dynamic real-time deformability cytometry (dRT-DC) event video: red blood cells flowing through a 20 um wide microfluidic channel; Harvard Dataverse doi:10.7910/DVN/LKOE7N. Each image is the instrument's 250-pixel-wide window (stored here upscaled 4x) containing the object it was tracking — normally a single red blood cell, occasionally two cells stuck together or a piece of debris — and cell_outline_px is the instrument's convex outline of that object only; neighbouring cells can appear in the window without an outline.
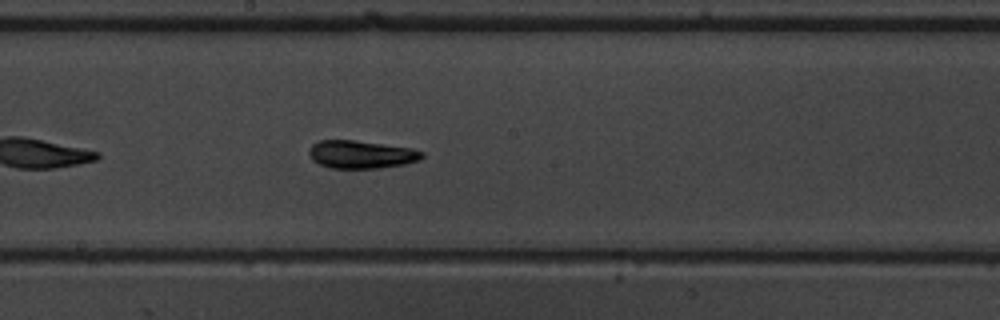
{"species": "common noctule bat (a hibernating species)", "species_latin": "Nyctalus noctula", "temperature_condition": "warm", "stored_images_in_passage": 25, "camera_frame_rate_fps": 3000, "um_per_image_px": 0.085, "animal": {"sex": "male", "body_mass_g": 19.5, "forearm_length_mm": 54.6}, "frame": {"image": 1, "passage_image": 15, "time_ms": 4.667, "image_size_px": [1000, 320], "cell_outline_px": [[424, 156], [420, 160], [404, 164], [380, 168], [332, 168], [320, 164], [312, 160], [308, 152], [312, 144], [320, 140], [356, 140], [412, 148], [424, 152]], "centroid_in_image_um": [30.72, 13.12], "position_along_channel_um": 217.5, "area_um2": 18.44}}
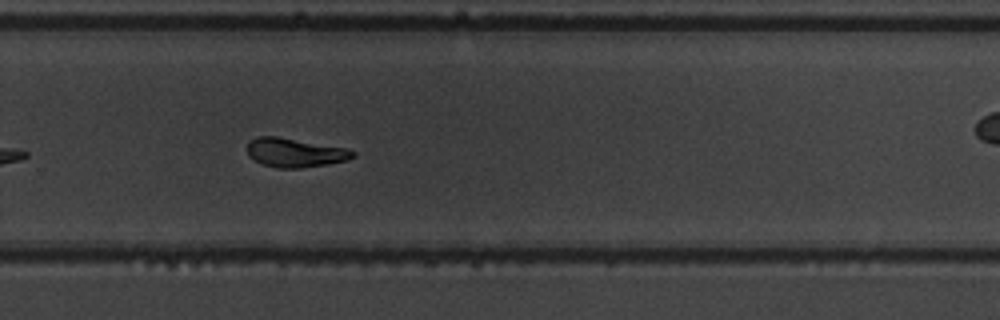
{"frame": {"image": 2, "passage_image": 22, "time_ms": 7.0, "image_size_px": [1000, 320], "cell_outline_px": [[356, 156], [348, 160], [328, 164], [300, 168], [280, 168], [260, 164], [252, 160], [248, 156], [248, 140], [256, 136], [276, 136], [348, 148], [356, 152]], "centroid_in_image_um": [25.06, 12.97], "position_along_channel_um": 304.7, "area_um2": 18.15}}